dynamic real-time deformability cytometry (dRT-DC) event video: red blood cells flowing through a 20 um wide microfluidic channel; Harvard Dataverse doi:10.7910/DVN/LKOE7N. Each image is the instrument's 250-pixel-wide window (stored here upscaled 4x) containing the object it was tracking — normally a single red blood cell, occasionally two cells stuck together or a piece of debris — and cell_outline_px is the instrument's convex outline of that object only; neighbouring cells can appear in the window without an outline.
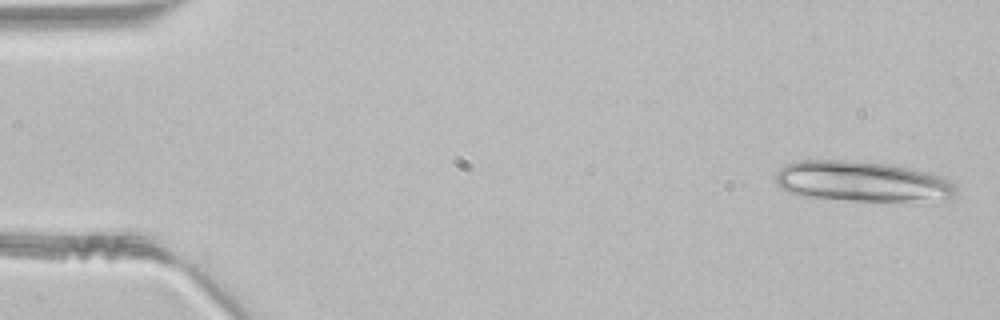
{"species": "common noctule bat (a hibernating species)", "species_latin": "Nyctalus noctula", "temperature_condition": "room temperature", "stored_images_in_passage": 17, "camera_frame_rate_fps": 3000, "um_per_image_px": 0.085, "animal": {"sex": "male", "body_mass_g": 21.5, "forearm_length_mm": 52.0}, "frame": {"image": 1, "passage_image": 1, "time_ms": 0.0, "image_size_px": [1000, 320], "cell_outline_px": [[960, 188], [956, 196], [948, 204], [904, 204], [800, 196], [788, 192], [780, 188], [776, 184], [772, 176], [784, 164], [800, 160], [848, 160], [888, 164], [932, 172], [956, 184]], "centroid_in_image_um": [73.48, 15.5], "position_along_channel_um": 11.5, "area_um2": 45.2}}